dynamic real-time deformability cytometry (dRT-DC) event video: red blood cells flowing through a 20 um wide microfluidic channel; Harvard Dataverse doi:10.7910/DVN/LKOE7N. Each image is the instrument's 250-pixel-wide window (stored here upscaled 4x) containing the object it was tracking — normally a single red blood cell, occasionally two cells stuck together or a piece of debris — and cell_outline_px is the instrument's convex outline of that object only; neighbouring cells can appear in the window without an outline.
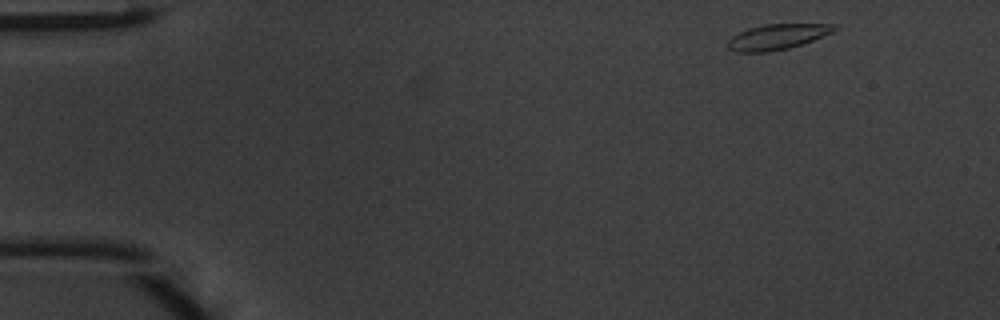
{"species": "common noctule bat (a hibernating species)", "species_latin": "Nyctalus noctula", "temperature_condition": "warm", "stored_images_in_passage": 44, "camera_frame_rate_fps": 3000, "um_per_image_px": 0.085, "animal": {"sex": "male", "body_mass_g": 20.1, "forearm_length_mm": 53.5}, "frame": {"image": 1, "passage_image": 1, "time_ms": 0.0, "image_size_px": [1000, 320], "cell_outline_px": [[840, 28], [832, 32], [812, 40], [788, 48], [768, 52], [736, 52], [728, 48], [728, 40], [732, 36], [748, 28], [764, 24], [840, 24]], "centroid_in_image_um": [66.08, 3.12], "position_along_channel_um": 18.9, "area_um2": 15.72}}
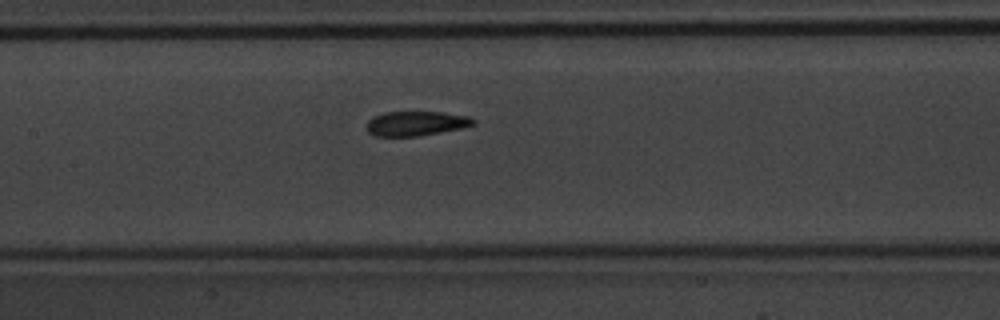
{"frame": {"image": 2, "passage_image": 19, "time_ms": 6.0, "image_size_px": [1000, 320], "cell_outline_px": [[476, 124], [464, 128], [416, 136], [372, 136], [368, 132], [364, 124], [372, 116], [384, 112], [444, 112], [468, 116], [476, 120]], "centroid_in_image_um": [35.33, 10.49], "position_along_channel_um": 172.1, "area_um2": 15.55}}
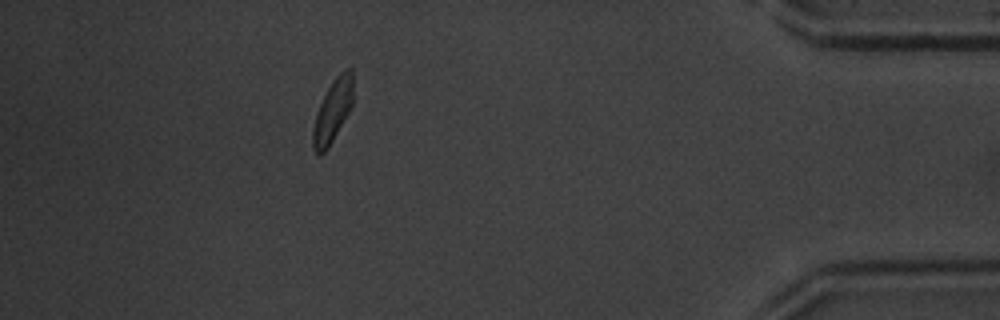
{"frame": {"image": 3, "passage_image": 39, "time_ms": 12.667, "image_size_px": [1000, 320], "cell_outline_px": [[352, 104], [348, 112], [328, 148], [320, 156], [316, 156], [312, 148], [312, 128], [316, 112], [332, 80], [344, 68], [352, 68]], "centroid_in_image_um": [28.24, 9.46], "position_along_channel_um": 407.0, "area_um2": 14.68}, "authors_computed_cell_mechanics": {"area_um2": 15.8372, "velocity_mm_per_s": 4.2201, "shape_relaxation_time_tau1_ms": 2.093, "shape_relaxation_time_tau2_ms": 1.3309, "deformation_change_tau1": 0.1388, "deformation_change_tau2": 0.0834}}